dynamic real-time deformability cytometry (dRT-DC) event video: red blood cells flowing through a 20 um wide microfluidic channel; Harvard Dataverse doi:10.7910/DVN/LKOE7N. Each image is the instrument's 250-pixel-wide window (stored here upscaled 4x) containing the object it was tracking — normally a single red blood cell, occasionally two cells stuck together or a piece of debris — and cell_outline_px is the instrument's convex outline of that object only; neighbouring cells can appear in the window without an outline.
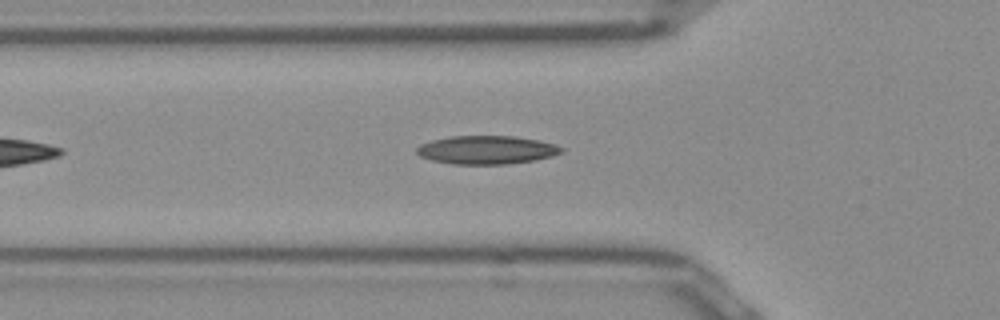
{"species": "Egyptian fruit bat (a non-hibernating species)", "species_latin": "Rousettus aegyptiacus", "temperature_condition": "room temperature", "stored_images_in_passage": 26, "camera_frame_rate_fps": 3000, "um_per_image_px": 0.085, "frame": {"image": 1, "passage_image": 7, "time_ms": 2.0, "image_size_px": [1000, 320], "cell_outline_px": [[564, 152], [552, 156], [536, 160], [504, 164], [452, 164], [432, 160], [420, 156], [416, 152], [416, 148], [420, 144], [432, 140], [452, 136], [512, 136], [536, 140], [556, 144], [564, 148]], "centroid_in_image_um": [41.37, 12.74], "position_along_channel_um": 84.4, "area_um2": 23.93}}
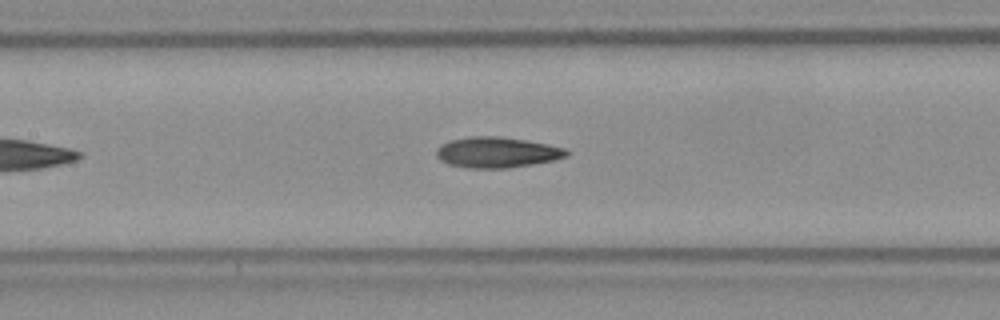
{"frame": {"image": 2, "passage_image": 13, "time_ms": 4.0, "image_size_px": [1000, 320], "cell_outline_px": [[568, 156], [552, 160], [532, 164], [508, 168], [468, 168], [448, 164], [440, 160], [436, 156], [436, 148], [452, 140], [468, 136], [496, 136], [524, 140], [548, 144], [564, 148], [568, 152]], "centroid_in_image_um": [42.21, 12.95], "position_along_channel_um": 165.2, "area_um2": 23.06}}
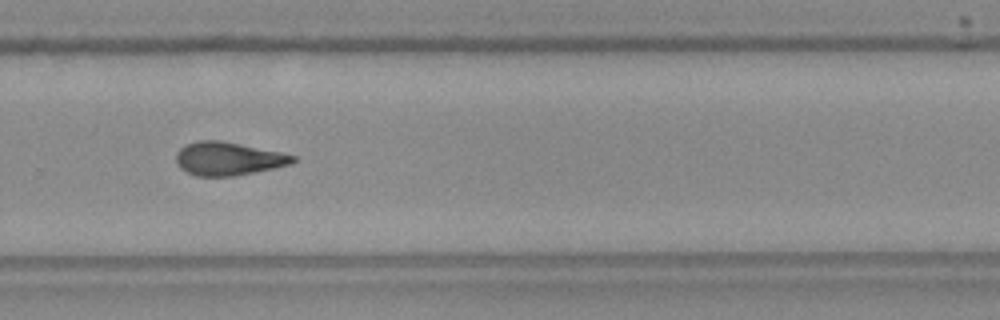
{"frame": {"image": 3, "passage_image": 24, "time_ms": 7.667, "image_size_px": [1000, 320], "cell_outline_px": [[296, 160], [292, 164], [232, 176], [196, 176], [180, 168], [176, 160], [176, 152], [180, 148], [188, 144], [200, 140], [220, 140], [280, 152], [296, 156]], "centroid_in_image_um": [19.38, 13.48], "position_along_channel_um": 310.4, "area_um2": 22.37}}